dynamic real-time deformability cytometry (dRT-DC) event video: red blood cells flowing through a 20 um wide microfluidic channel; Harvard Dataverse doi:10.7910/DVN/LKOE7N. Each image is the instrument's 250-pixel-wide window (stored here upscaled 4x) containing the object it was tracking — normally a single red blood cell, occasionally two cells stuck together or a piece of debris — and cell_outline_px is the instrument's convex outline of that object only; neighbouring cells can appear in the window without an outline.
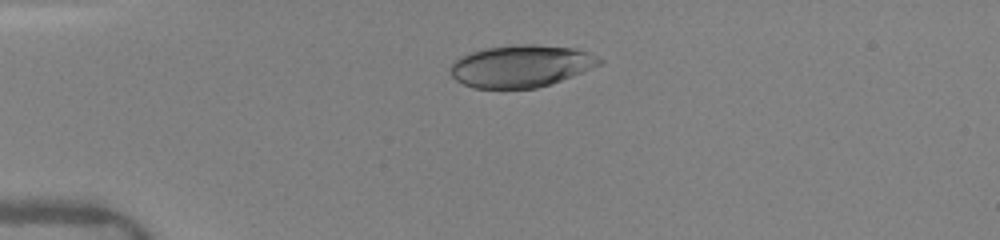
{"species": "human", "species_latin": "Homo sapiens", "temperature_condition": "warm", "stored_images_in_passage": 2, "camera_frame_rate_fps": 3000, "um_per_image_px": 0.085, "donor": {"sex": "female"}, "frame": {"image": 1, "passage_image": 1, "time_ms": 0.0, "image_size_px": [1000, 240], "cell_outline_px": [[604, 60], [600, 64], [572, 76], [536, 88], [472, 88], [456, 80], [452, 76], [448, 68], [460, 56], [472, 52], [488, 48], [516, 44], [532, 44], [576, 48], [588, 52]], "centroid_in_image_um": [44.27, 5.61], "position_along_channel_um": 40.7, "area_um2": 36.36}}